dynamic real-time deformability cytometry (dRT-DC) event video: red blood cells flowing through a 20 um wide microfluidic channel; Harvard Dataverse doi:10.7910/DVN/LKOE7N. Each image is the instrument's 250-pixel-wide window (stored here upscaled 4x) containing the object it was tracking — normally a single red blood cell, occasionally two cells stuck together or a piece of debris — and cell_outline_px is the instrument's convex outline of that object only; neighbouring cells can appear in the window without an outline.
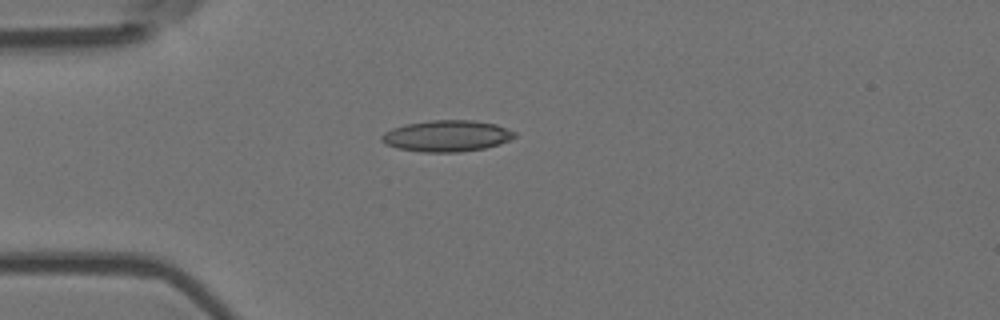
{"species": "Egyptian fruit bat (a non-hibernating species)", "species_latin": "Rousettus aegyptiacus", "temperature_condition": "room temperature", "stored_images_in_passage": 4, "camera_frame_rate_fps": 3000, "um_per_image_px": 0.085, "animal": {"sex": "female"}, "frame": {"image": 1, "passage_image": 4, "time_ms": 1.0, "image_size_px": [1000, 320], "cell_outline_px": [[516, 136], [500, 144], [484, 148], [460, 152], [424, 152], [396, 148], [384, 144], [380, 140], [380, 136], [384, 132], [392, 128], [404, 124], [432, 120], [472, 120], [496, 124], [516, 132]], "centroid_in_image_um": [37.94, 11.55], "position_along_channel_um": 47.1, "area_um2": 24.39}}